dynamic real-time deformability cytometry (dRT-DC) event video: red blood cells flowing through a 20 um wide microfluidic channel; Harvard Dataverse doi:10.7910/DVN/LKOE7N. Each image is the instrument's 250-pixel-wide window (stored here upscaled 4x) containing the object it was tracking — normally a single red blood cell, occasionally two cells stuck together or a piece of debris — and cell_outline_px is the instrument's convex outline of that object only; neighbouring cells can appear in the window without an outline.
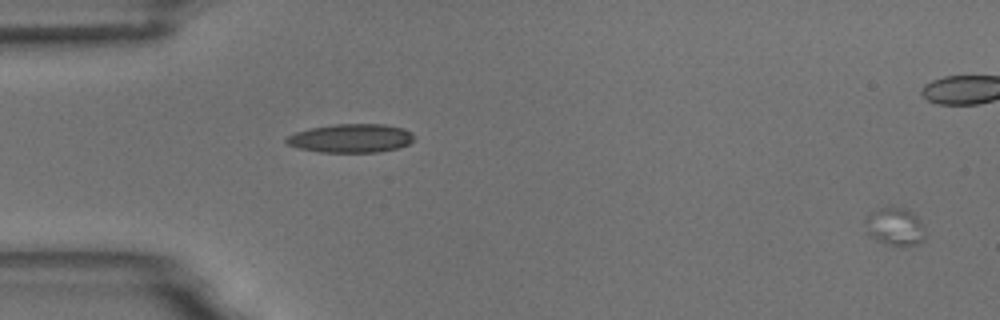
{"species": "common noctule bat (a hibernating species)", "species_latin": "Nyctalus noctula", "temperature_condition": "room temperature", "stored_images_in_passage": 3, "segment_of_instrument_passage": [2, 2], "camera_frame_rate_fps": 3000, "um_per_image_px": 0.085, "animal": {"sex": "male", "body_mass_g": 18.8}, "frame": {"image": 1, "passage_image": 3, "time_ms": 2.333, "image_size_px": [1000, 320], "cell_outline_px": [[924, 240], [920, 244], [900, 248], [884, 244], [876, 240], [868, 232], [864, 220], [872, 212], [880, 208], [908, 208], [916, 216], [924, 228]], "centroid_in_image_um": [76.1, 19.32], "position_along_channel_um": 8.9, "area_um2": 13.35}}